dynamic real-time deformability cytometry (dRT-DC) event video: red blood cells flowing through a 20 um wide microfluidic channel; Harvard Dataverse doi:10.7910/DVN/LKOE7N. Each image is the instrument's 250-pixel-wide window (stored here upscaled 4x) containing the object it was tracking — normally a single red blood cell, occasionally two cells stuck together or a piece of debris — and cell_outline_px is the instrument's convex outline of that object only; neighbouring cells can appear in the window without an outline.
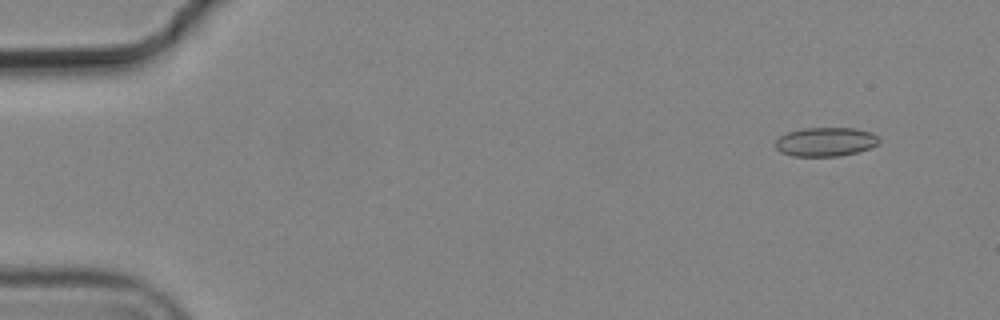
{"species": "common noctule bat (a hibernating species)", "species_latin": "Nyctalus noctula", "temperature_condition": "cold", "stored_images_in_passage": 8, "camera_frame_rate_fps": 3000, "um_per_image_px": 0.085, "animal": {"sex": "male", "body_mass_g": 19.2, "forearm_length_mm": 51.8}, "frame": {"image": 1, "passage_image": 2, "time_ms": 0.333, "image_size_px": [1000, 320], "cell_outline_px": [[880, 140], [876, 144], [868, 148], [856, 152], [840, 156], [792, 156], [780, 152], [776, 148], [776, 140], [780, 136], [788, 132], [804, 128], [852, 128], [872, 132]], "centroid_in_image_um": [70.14, 12.05], "position_along_channel_um": 14.9, "area_um2": 17.34}}
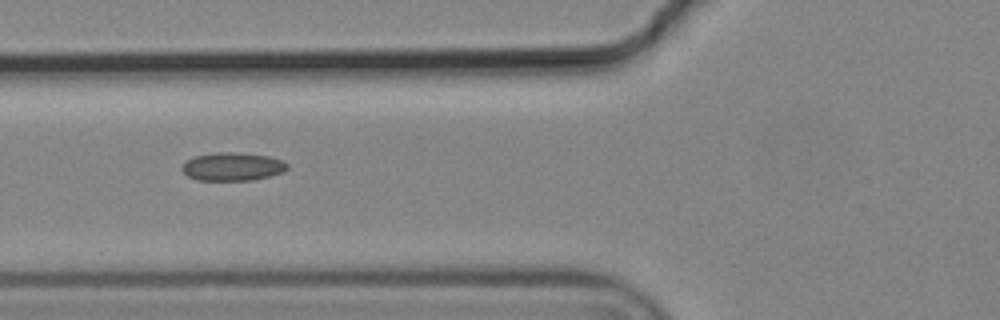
{"frame": {"image": 2, "passage_image": 6, "time_ms": 1.667, "image_size_px": [1000, 320], "cell_outline_px": [[288, 168], [284, 172], [252, 180], [196, 180], [188, 176], [180, 168], [188, 160], [196, 156], [216, 152], [240, 152], [268, 156], [284, 160], [288, 164]], "centroid_in_image_um": [19.8, 14.15], "position_along_channel_um": 106.0, "area_um2": 17.34}}
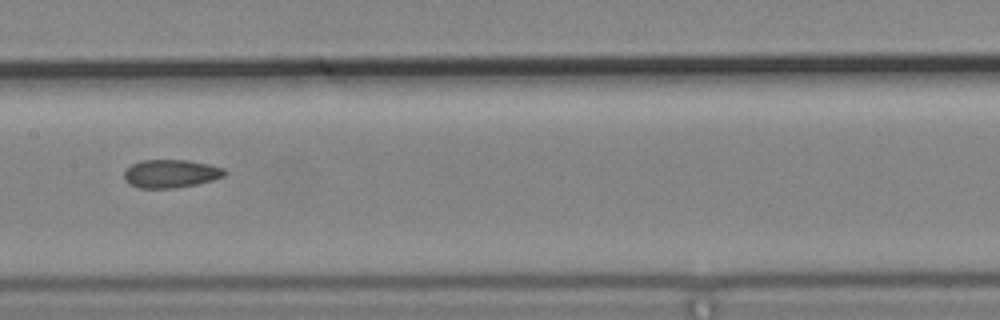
{"frame": {"image": 3, "passage_image": 8, "time_ms": 2.333, "image_size_px": [1000, 320], "cell_outline_px": [[228, 172], [224, 176], [212, 180], [196, 184], [172, 188], [140, 188], [128, 184], [124, 180], [124, 172], [132, 164], [140, 160], [188, 160], [208, 164], [224, 168]], "centroid_in_image_um": [14.51, 14.75], "position_along_channel_um": 192.9, "area_um2": 16.53}}